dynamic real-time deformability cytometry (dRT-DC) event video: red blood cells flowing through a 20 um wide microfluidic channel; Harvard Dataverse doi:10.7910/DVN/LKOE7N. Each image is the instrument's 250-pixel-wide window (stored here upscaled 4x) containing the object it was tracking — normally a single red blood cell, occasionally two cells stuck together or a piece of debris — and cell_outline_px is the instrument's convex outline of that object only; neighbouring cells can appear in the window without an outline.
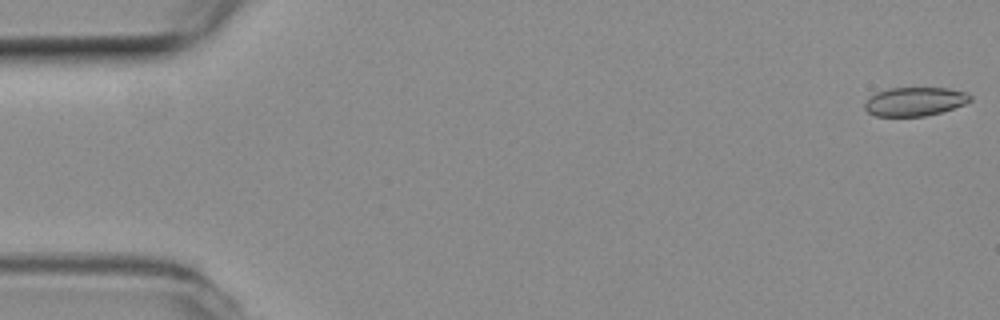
{"species": "common noctule bat (a hibernating species)", "species_latin": "Nyctalus noctula", "temperature_condition": "room temperature", "stored_images_in_passage": 54, "camera_frame_rate_fps": 3000, "um_per_image_px": 0.085, "animal": {"sex": "female", "body_mass_g": 19.3, "forearm_length_mm": 54.1}, "frame": {"image": 1, "passage_image": 1, "time_ms": 0.0, "image_size_px": [1000, 320], "cell_outline_px": [[972, 100], [964, 104], [940, 112], [924, 116], [876, 116], [868, 112], [864, 108], [864, 104], [868, 96], [876, 92], [892, 88], [948, 88], [968, 92], [972, 96]], "centroid_in_image_um": [77.75, 8.62], "position_along_channel_um": 7.3, "area_um2": 17.74}}
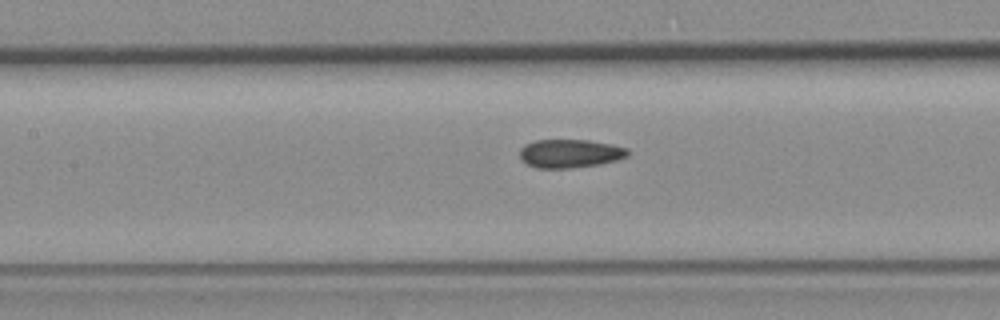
{"frame": {"image": 2, "passage_image": 24, "time_ms": 7.667, "image_size_px": [1000, 320], "cell_outline_px": [[628, 156], [616, 160], [600, 164], [572, 168], [536, 168], [520, 160], [520, 148], [524, 144], [536, 140], [588, 140], [612, 144], [628, 148]], "centroid_in_image_um": [48.43, 13.04], "position_along_channel_um": 159.0, "area_um2": 18.03}}
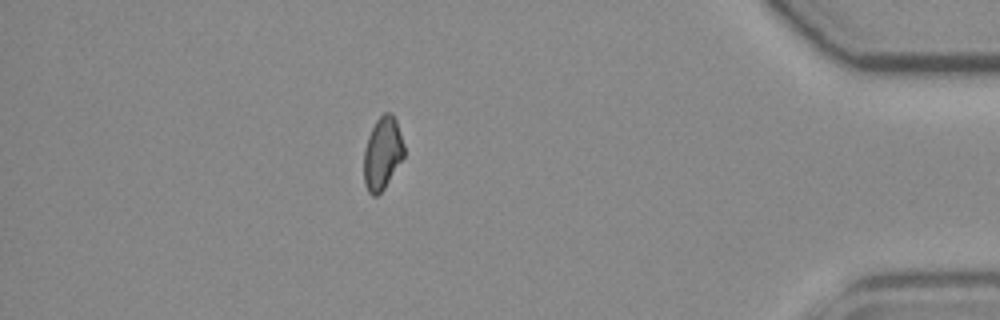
{"frame": {"image": 3, "passage_image": 47, "time_ms": 15.333, "image_size_px": [1000, 320], "cell_outline_px": [[404, 156], [384, 188], [376, 196], [372, 196], [368, 192], [364, 184], [364, 148], [368, 136], [376, 120], [384, 112], [392, 112], [396, 120], [404, 144]], "centroid_in_image_um": [32.5, 13.02], "position_along_channel_um": 402.7, "area_um2": 16.99}, "authors_computed_cell_mechanics": {"area_um2": 17.918, "velocity_mm_per_s": 3.8124, "shape_relaxation_time_tau1_ms": null, "shape_relaxation_time_tau2_ms": 5.6455, "deformation_change_tau1": null, "deformation_change_tau2": 0.0825}}